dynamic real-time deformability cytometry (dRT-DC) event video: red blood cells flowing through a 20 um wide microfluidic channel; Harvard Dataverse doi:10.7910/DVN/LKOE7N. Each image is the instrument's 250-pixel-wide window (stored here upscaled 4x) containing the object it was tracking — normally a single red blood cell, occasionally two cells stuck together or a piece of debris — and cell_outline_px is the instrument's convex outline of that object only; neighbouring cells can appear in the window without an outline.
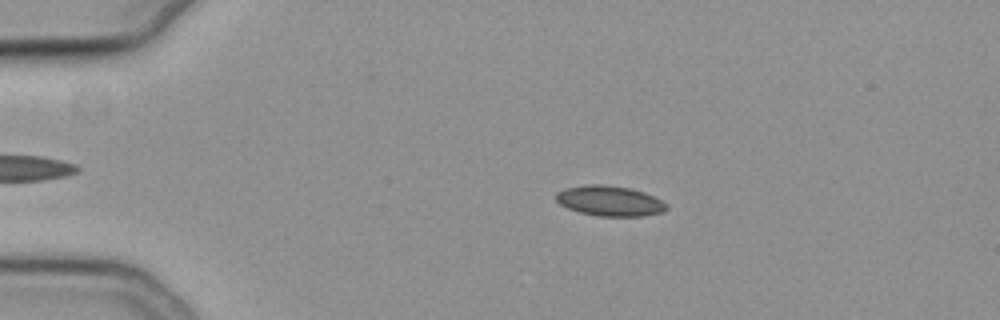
{"species": "common noctule bat (a hibernating species)", "species_latin": "Nyctalus noctula", "temperature_condition": "cold", "stored_images_in_passage": 56, "camera_frame_rate_fps": 3000, "um_per_image_px": 0.085, "animal": {"sex": "female", "body_mass_g": 19.3, "forearm_length_mm": 54.1}, "frame": {"image": 1, "passage_image": 12, "time_ms": 3.667, "image_size_px": [1000, 320], "cell_outline_px": [[668, 208], [664, 212], [644, 216], [596, 216], [580, 212], [568, 208], [560, 204], [556, 200], [556, 192], [564, 188], [584, 184], [604, 184], [628, 188], [644, 192], [668, 204]], "centroid_in_image_um": [51.81, 17.07], "position_along_channel_um": 33.2, "area_um2": 19.59}}
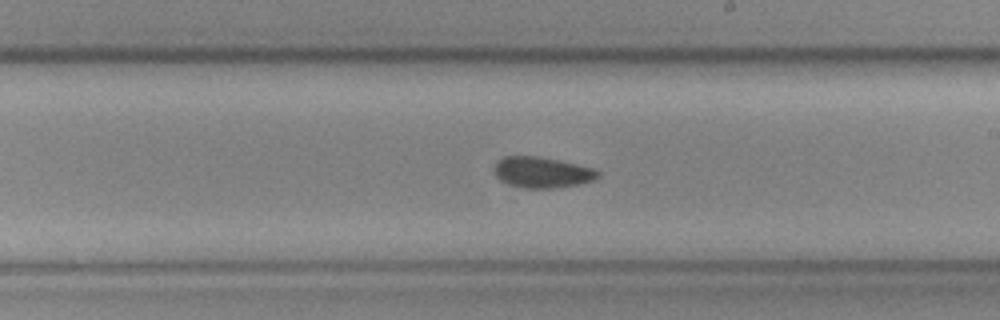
{"frame": {"image": 2, "passage_image": 33, "time_ms": 10.667, "image_size_px": [1000, 320], "cell_outline_px": [[600, 176], [592, 180], [580, 184], [552, 188], [524, 188], [508, 184], [500, 180], [496, 176], [492, 168], [496, 160], [504, 156], [536, 156], [576, 164], [592, 168], [600, 172]], "centroid_in_image_um": [46.02, 14.65], "position_along_channel_um": 243.0, "area_um2": 18.67}}
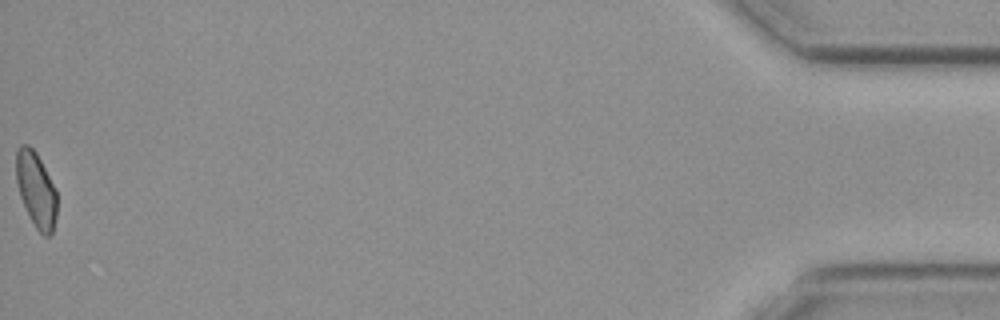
{"frame": {"image": 3, "passage_image": 56, "time_ms": 18.333, "image_size_px": [1000, 320], "cell_outline_px": [[56, 216], [52, 232], [48, 236], [44, 236], [36, 228], [20, 196], [16, 180], [16, 148], [20, 144], [28, 144], [36, 152], [56, 188]], "centroid_in_image_um": [3.06, 16.07], "position_along_channel_um": 432.1, "area_um2": 17.74}, "authors_computed_cell_mechanics": {"area_um2": 18.5827, "velocity_mm_per_s": 3.7828, "shape_relaxation_time_tau1_ms": null, "shape_relaxation_time_tau2_ms": 6.8957, "deformation_change_tau1": null, "deformation_change_tau2": 0.1233}}